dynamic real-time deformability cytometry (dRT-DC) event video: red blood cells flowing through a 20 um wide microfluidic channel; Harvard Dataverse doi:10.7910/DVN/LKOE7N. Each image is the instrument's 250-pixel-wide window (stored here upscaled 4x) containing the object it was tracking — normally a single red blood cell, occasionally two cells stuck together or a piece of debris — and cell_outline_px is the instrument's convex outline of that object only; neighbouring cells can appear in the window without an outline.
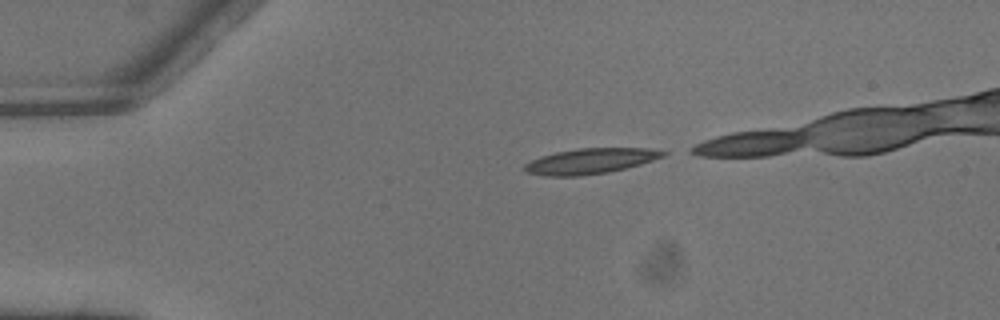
{"species": "common noctule bat (a hibernating species)", "species_latin": "Nyctalus noctula", "temperature_condition": "warm", "stored_images_in_passage": 8, "camera_frame_rate_fps": 3000, "um_per_image_px": 0.085, "animal": {"sex": "male", "body_mass_g": 13.3}, "frame": {"image": 1, "passage_image": 1, "time_ms": 0.0, "image_size_px": [1000, 320], "cell_outline_px": [[668, 152], [664, 156], [640, 164], [608, 172], [580, 176], [544, 176], [524, 172], [524, 164], [540, 156], [556, 152], [576, 148], [648, 148]], "centroid_in_image_um": [50.13, 13.69], "position_along_channel_um": 34.9, "area_um2": 20.52}}
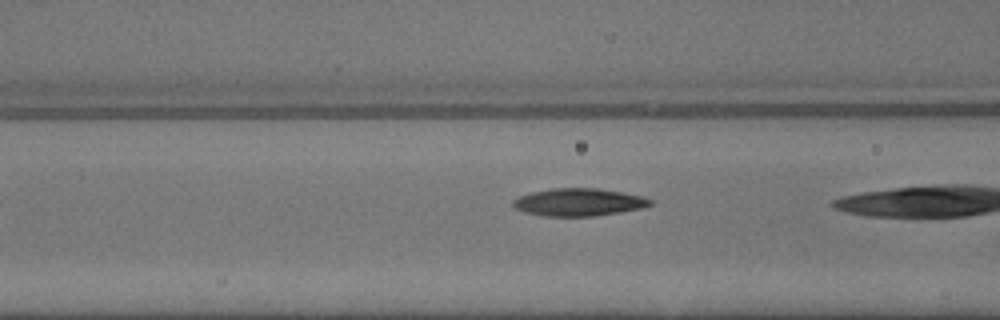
{"frame": {"image": 2, "passage_image": 6, "time_ms": 1.667, "image_size_px": [1000, 320], "cell_outline_px": [[652, 204], [640, 208], [620, 212], [592, 216], [544, 216], [524, 212], [516, 208], [512, 204], [512, 200], [520, 196], [532, 192], [552, 188], [596, 188], [624, 192], [644, 196], [652, 200]], "centroid_in_image_um": [49.2, 17.18], "position_along_channel_um": 117.4, "area_um2": 22.02}}